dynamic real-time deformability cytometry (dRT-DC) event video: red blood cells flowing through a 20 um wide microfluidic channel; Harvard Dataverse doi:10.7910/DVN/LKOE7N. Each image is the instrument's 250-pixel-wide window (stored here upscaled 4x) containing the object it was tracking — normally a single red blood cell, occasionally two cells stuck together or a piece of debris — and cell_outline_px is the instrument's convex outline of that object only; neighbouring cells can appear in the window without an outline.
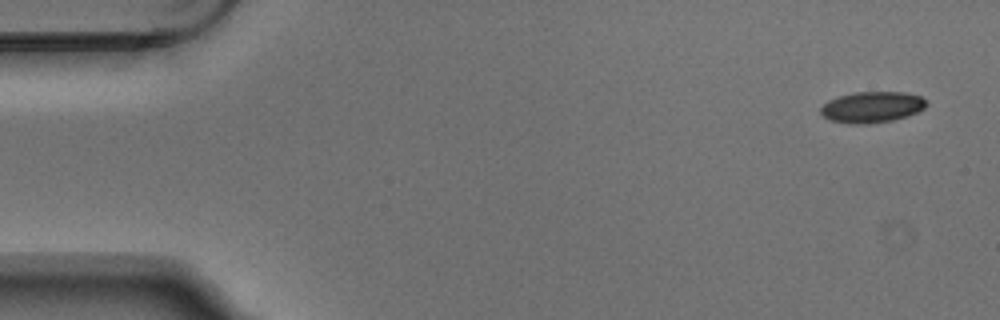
{"species": "Egyptian fruit bat (a non-hibernating species)", "species_latin": "Rousettus aegyptiacus", "temperature_condition": "warm", "stored_images_in_passage": 5, "camera_frame_rate_fps": 3000, "um_per_image_px": 0.085, "animal": {"sex": "male"}, "frame": {"image": 1, "passage_image": 1, "time_ms": 0.0, "image_size_px": [1000, 320], "cell_outline_px": [[928, 104], [924, 108], [908, 116], [892, 120], [864, 124], [848, 124], [828, 120], [820, 112], [820, 108], [828, 100], [840, 96], [856, 92], [904, 92], [920, 96]], "centroid_in_image_um": [74.09, 9.11], "position_along_channel_um": 10.9, "area_um2": 19.07}}
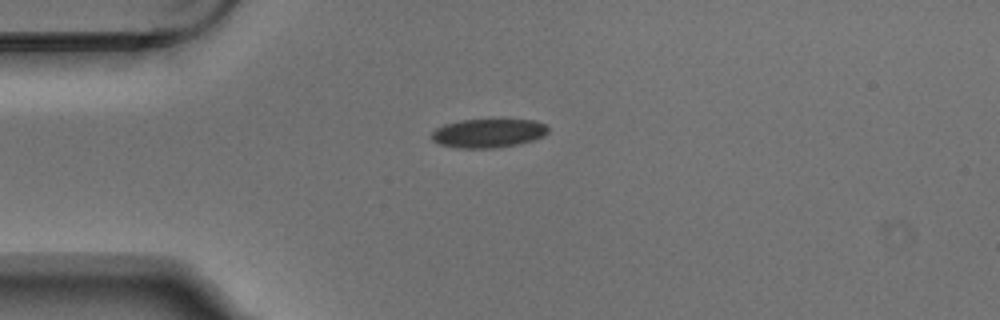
{"frame": {"image": 2, "passage_image": 4, "time_ms": 1.0, "image_size_px": [1000, 320], "cell_outline_px": [[548, 132], [544, 136], [532, 140], [516, 144], [496, 148], [456, 148], [440, 144], [432, 140], [432, 132], [436, 128], [444, 124], [460, 120], [536, 120], [544, 124], [548, 128]], "centroid_in_image_um": [41.49, 11.32], "position_along_channel_um": 43.5, "area_um2": 19.48}}